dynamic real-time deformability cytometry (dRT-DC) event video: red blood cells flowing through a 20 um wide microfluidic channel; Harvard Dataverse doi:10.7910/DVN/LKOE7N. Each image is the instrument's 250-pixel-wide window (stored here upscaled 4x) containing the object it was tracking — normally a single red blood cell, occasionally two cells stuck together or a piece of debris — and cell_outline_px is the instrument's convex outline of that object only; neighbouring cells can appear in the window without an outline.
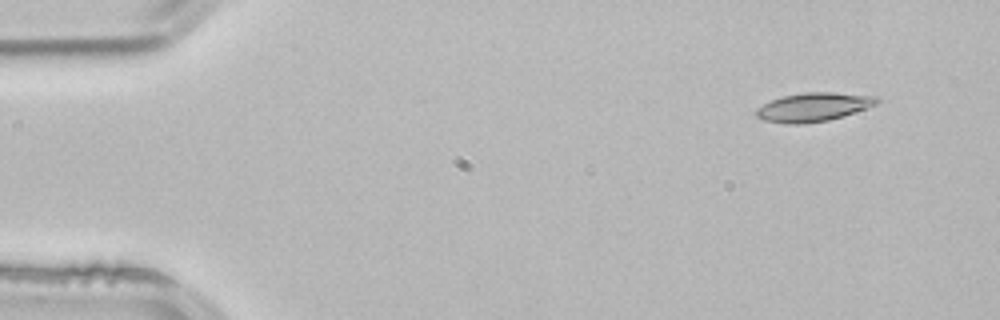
{"species": "common noctule bat (a hibernating species)", "species_latin": "Nyctalus noctula", "temperature_condition": "room temperature", "stored_images_in_passage": 2, "camera_frame_rate_fps": 3000, "um_per_image_px": 0.085, "animal": {"sex": "male", "body_mass_g": 21.5, "forearm_length_mm": 52.0}, "frame": {"image": 1, "passage_image": 1, "time_ms": 0.0, "image_size_px": [1000, 320], "cell_outline_px": [[880, 100], [876, 104], [868, 108], [844, 116], [828, 120], [804, 124], [788, 124], [764, 120], [756, 116], [756, 108], [772, 100], [784, 96], [804, 92], [836, 92], [880, 96]], "centroid_in_image_um": [69.2, 9.09], "position_along_channel_um": 15.8, "area_um2": 20.35}}